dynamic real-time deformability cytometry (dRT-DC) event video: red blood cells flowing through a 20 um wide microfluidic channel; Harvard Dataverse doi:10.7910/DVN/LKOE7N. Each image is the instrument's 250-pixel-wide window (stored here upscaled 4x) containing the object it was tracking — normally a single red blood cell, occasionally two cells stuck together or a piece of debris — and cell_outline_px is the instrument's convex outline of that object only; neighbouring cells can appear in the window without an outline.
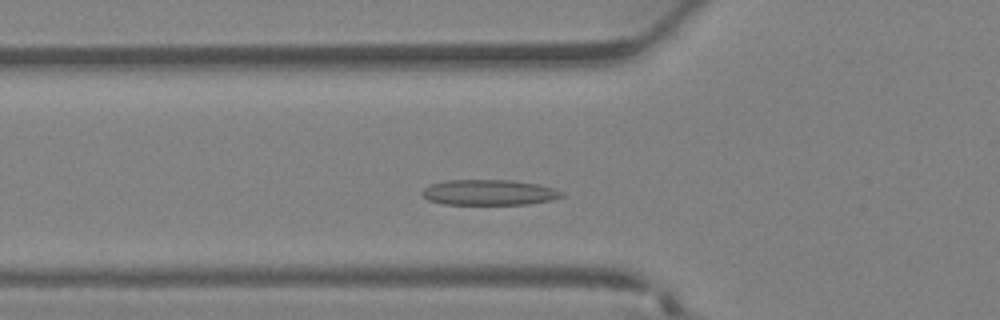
{"species": "Egyptian fruit bat (a non-hibernating species)", "species_latin": "Rousettus aegyptiacus", "temperature_condition": "warm", "stored_images_in_passage": 32, "camera_frame_rate_fps": 3000, "um_per_image_px": 0.085, "animal": {"sex": "female"}, "frame": {"image": 1, "passage_image": 8, "time_ms": 2.333, "image_size_px": [1000, 320], "cell_outline_px": [[564, 196], [552, 200], [528, 204], [444, 204], [428, 200], [420, 192], [428, 184], [444, 180], [512, 180], [536, 184], [556, 188], [564, 192]], "centroid_in_image_um": [41.57, 16.35], "position_along_channel_um": 84.2, "area_um2": 20.92}}
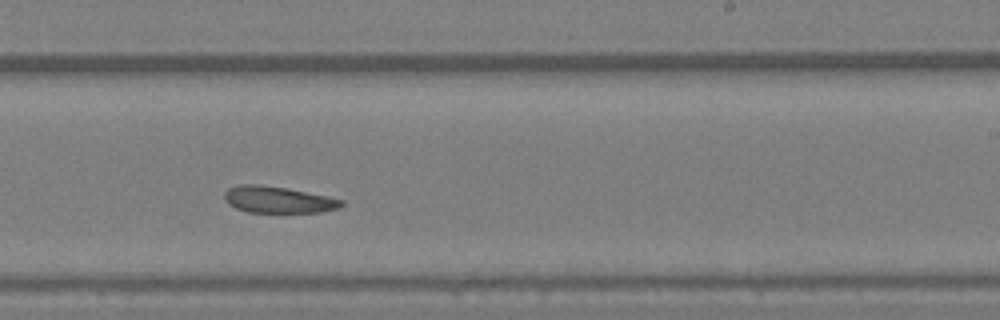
{"frame": {"image": 2, "passage_image": 18, "time_ms": 5.667, "image_size_px": [1000, 320], "cell_outline_px": [[344, 204], [340, 208], [320, 212], [248, 212], [236, 208], [228, 204], [224, 200], [224, 192], [228, 188], [236, 184], [256, 184], [288, 188], [344, 200]], "centroid_in_image_um": [23.61, 16.97], "position_along_channel_um": 265.4, "area_um2": 18.21}}
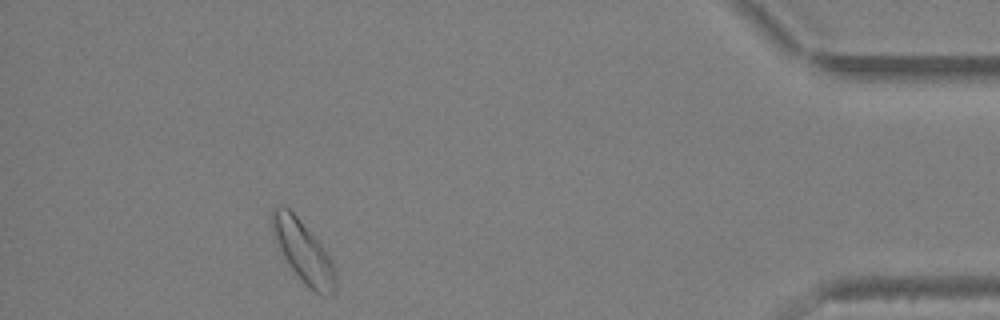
{"frame": {"image": 3, "passage_image": 29, "time_ms": 9.333, "image_size_px": [1000, 320], "cell_outline_px": [[336, 292], [332, 296], [320, 296], [304, 284], [288, 264], [272, 232], [272, 208], [276, 204], [284, 204], [296, 216], [320, 244], [328, 256], [332, 264], [336, 276]], "centroid_in_image_um": [25.78, 21.42], "position_along_channel_um": 409.4, "area_um2": 22.43}}